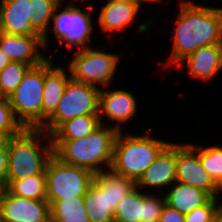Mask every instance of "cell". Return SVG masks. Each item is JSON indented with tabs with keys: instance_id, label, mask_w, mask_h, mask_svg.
<instances>
[{
	"instance_id": "9c48e42d",
	"label": "cell",
	"mask_w": 222,
	"mask_h": 222,
	"mask_svg": "<svg viewBox=\"0 0 222 222\" xmlns=\"http://www.w3.org/2000/svg\"><path fill=\"white\" fill-rule=\"evenodd\" d=\"M100 88L70 79L55 112L40 128L51 135L65 121L90 114H99Z\"/></svg>"
},
{
	"instance_id": "83f0119b",
	"label": "cell",
	"mask_w": 222,
	"mask_h": 222,
	"mask_svg": "<svg viewBox=\"0 0 222 222\" xmlns=\"http://www.w3.org/2000/svg\"><path fill=\"white\" fill-rule=\"evenodd\" d=\"M25 128L17 120L8 97L0 99V133L6 138L16 136Z\"/></svg>"
},
{
	"instance_id": "836d02e7",
	"label": "cell",
	"mask_w": 222,
	"mask_h": 222,
	"mask_svg": "<svg viewBox=\"0 0 222 222\" xmlns=\"http://www.w3.org/2000/svg\"><path fill=\"white\" fill-rule=\"evenodd\" d=\"M141 5L145 6L144 3H158L159 5H164V0H137Z\"/></svg>"
},
{
	"instance_id": "484cf974",
	"label": "cell",
	"mask_w": 222,
	"mask_h": 222,
	"mask_svg": "<svg viewBox=\"0 0 222 222\" xmlns=\"http://www.w3.org/2000/svg\"><path fill=\"white\" fill-rule=\"evenodd\" d=\"M200 160L203 168L220 186L222 184V146L218 144L210 146L200 144Z\"/></svg>"
},
{
	"instance_id": "603a6c76",
	"label": "cell",
	"mask_w": 222,
	"mask_h": 222,
	"mask_svg": "<svg viewBox=\"0 0 222 222\" xmlns=\"http://www.w3.org/2000/svg\"><path fill=\"white\" fill-rule=\"evenodd\" d=\"M99 114L78 116L62 123L51 139H78L87 136L100 125Z\"/></svg>"
},
{
	"instance_id": "cb8c5ba5",
	"label": "cell",
	"mask_w": 222,
	"mask_h": 222,
	"mask_svg": "<svg viewBox=\"0 0 222 222\" xmlns=\"http://www.w3.org/2000/svg\"><path fill=\"white\" fill-rule=\"evenodd\" d=\"M6 189L17 197L32 200H46V173L13 180Z\"/></svg>"
},
{
	"instance_id": "277c9868",
	"label": "cell",
	"mask_w": 222,
	"mask_h": 222,
	"mask_svg": "<svg viewBox=\"0 0 222 222\" xmlns=\"http://www.w3.org/2000/svg\"><path fill=\"white\" fill-rule=\"evenodd\" d=\"M123 132L119 131L115 139L111 170L137 182L171 141L153 138L151 132L137 136Z\"/></svg>"
},
{
	"instance_id": "e0dca14e",
	"label": "cell",
	"mask_w": 222,
	"mask_h": 222,
	"mask_svg": "<svg viewBox=\"0 0 222 222\" xmlns=\"http://www.w3.org/2000/svg\"><path fill=\"white\" fill-rule=\"evenodd\" d=\"M0 49L11 61L26 63L31 67L41 64L48 58L45 55L42 37L10 35L0 31Z\"/></svg>"
},
{
	"instance_id": "2e32d148",
	"label": "cell",
	"mask_w": 222,
	"mask_h": 222,
	"mask_svg": "<svg viewBox=\"0 0 222 222\" xmlns=\"http://www.w3.org/2000/svg\"><path fill=\"white\" fill-rule=\"evenodd\" d=\"M32 0H0V31L10 35L41 37L31 26Z\"/></svg>"
},
{
	"instance_id": "e575fe53",
	"label": "cell",
	"mask_w": 222,
	"mask_h": 222,
	"mask_svg": "<svg viewBox=\"0 0 222 222\" xmlns=\"http://www.w3.org/2000/svg\"><path fill=\"white\" fill-rule=\"evenodd\" d=\"M139 3L137 0H104V2Z\"/></svg>"
},
{
	"instance_id": "7402d4cb",
	"label": "cell",
	"mask_w": 222,
	"mask_h": 222,
	"mask_svg": "<svg viewBox=\"0 0 222 222\" xmlns=\"http://www.w3.org/2000/svg\"><path fill=\"white\" fill-rule=\"evenodd\" d=\"M51 222H90L84 196L56 201L50 207Z\"/></svg>"
},
{
	"instance_id": "d590c367",
	"label": "cell",
	"mask_w": 222,
	"mask_h": 222,
	"mask_svg": "<svg viewBox=\"0 0 222 222\" xmlns=\"http://www.w3.org/2000/svg\"><path fill=\"white\" fill-rule=\"evenodd\" d=\"M214 222H222V212L221 211H217L215 218H214Z\"/></svg>"
},
{
	"instance_id": "f1b7e54d",
	"label": "cell",
	"mask_w": 222,
	"mask_h": 222,
	"mask_svg": "<svg viewBox=\"0 0 222 222\" xmlns=\"http://www.w3.org/2000/svg\"><path fill=\"white\" fill-rule=\"evenodd\" d=\"M218 211L216 198H211L205 205L195 208L185 215V222H214Z\"/></svg>"
},
{
	"instance_id": "d6986e66",
	"label": "cell",
	"mask_w": 222,
	"mask_h": 222,
	"mask_svg": "<svg viewBox=\"0 0 222 222\" xmlns=\"http://www.w3.org/2000/svg\"><path fill=\"white\" fill-rule=\"evenodd\" d=\"M52 57L44 61V87L42 101V126L55 112L63 95L66 84L71 79L69 69L59 65L56 67ZM67 70V71H66Z\"/></svg>"
},
{
	"instance_id": "5bb4252c",
	"label": "cell",
	"mask_w": 222,
	"mask_h": 222,
	"mask_svg": "<svg viewBox=\"0 0 222 222\" xmlns=\"http://www.w3.org/2000/svg\"><path fill=\"white\" fill-rule=\"evenodd\" d=\"M0 218L5 222H51L50 204L47 200L17 197L4 188Z\"/></svg>"
},
{
	"instance_id": "ffe728a7",
	"label": "cell",
	"mask_w": 222,
	"mask_h": 222,
	"mask_svg": "<svg viewBox=\"0 0 222 222\" xmlns=\"http://www.w3.org/2000/svg\"><path fill=\"white\" fill-rule=\"evenodd\" d=\"M97 15V27L102 33L110 34L127 30L138 18L141 9L140 3L104 2ZM99 25V26H98Z\"/></svg>"
},
{
	"instance_id": "8fae6325",
	"label": "cell",
	"mask_w": 222,
	"mask_h": 222,
	"mask_svg": "<svg viewBox=\"0 0 222 222\" xmlns=\"http://www.w3.org/2000/svg\"><path fill=\"white\" fill-rule=\"evenodd\" d=\"M176 182L191 185L217 198L219 186L203 168L200 144L176 142Z\"/></svg>"
},
{
	"instance_id": "44dd1931",
	"label": "cell",
	"mask_w": 222,
	"mask_h": 222,
	"mask_svg": "<svg viewBox=\"0 0 222 222\" xmlns=\"http://www.w3.org/2000/svg\"><path fill=\"white\" fill-rule=\"evenodd\" d=\"M163 194L166 205L184 215L195 208L205 205L212 198L201 189L176 181Z\"/></svg>"
},
{
	"instance_id": "d4e9b609",
	"label": "cell",
	"mask_w": 222,
	"mask_h": 222,
	"mask_svg": "<svg viewBox=\"0 0 222 222\" xmlns=\"http://www.w3.org/2000/svg\"><path fill=\"white\" fill-rule=\"evenodd\" d=\"M60 2V0H32L34 15L30 19V24L42 38L48 33L54 10Z\"/></svg>"
},
{
	"instance_id": "4316f807",
	"label": "cell",
	"mask_w": 222,
	"mask_h": 222,
	"mask_svg": "<svg viewBox=\"0 0 222 222\" xmlns=\"http://www.w3.org/2000/svg\"><path fill=\"white\" fill-rule=\"evenodd\" d=\"M30 67L26 63L11 61L0 72V93L4 97H8L14 92Z\"/></svg>"
},
{
	"instance_id": "ac0fdd59",
	"label": "cell",
	"mask_w": 222,
	"mask_h": 222,
	"mask_svg": "<svg viewBox=\"0 0 222 222\" xmlns=\"http://www.w3.org/2000/svg\"><path fill=\"white\" fill-rule=\"evenodd\" d=\"M186 63V64H185ZM188 67V75L198 81L213 80L222 70V44L203 46L184 58L176 67Z\"/></svg>"
},
{
	"instance_id": "6da1fadb",
	"label": "cell",
	"mask_w": 222,
	"mask_h": 222,
	"mask_svg": "<svg viewBox=\"0 0 222 222\" xmlns=\"http://www.w3.org/2000/svg\"><path fill=\"white\" fill-rule=\"evenodd\" d=\"M174 29L171 31L173 46L164 62L163 69L177 67L180 62L197 49L212 44H222V8L196 4L193 0H179Z\"/></svg>"
},
{
	"instance_id": "74e56055",
	"label": "cell",
	"mask_w": 222,
	"mask_h": 222,
	"mask_svg": "<svg viewBox=\"0 0 222 222\" xmlns=\"http://www.w3.org/2000/svg\"><path fill=\"white\" fill-rule=\"evenodd\" d=\"M4 186L2 185V184H0V198H1V194H2V192H3V190H4Z\"/></svg>"
},
{
	"instance_id": "f546056e",
	"label": "cell",
	"mask_w": 222,
	"mask_h": 222,
	"mask_svg": "<svg viewBox=\"0 0 222 222\" xmlns=\"http://www.w3.org/2000/svg\"><path fill=\"white\" fill-rule=\"evenodd\" d=\"M8 168V138L0 144V184L6 188Z\"/></svg>"
},
{
	"instance_id": "4dcf8cb0",
	"label": "cell",
	"mask_w": 222,
	"mask_h": 222,
	"mask_svg": "<svg viewBox=\"0 0 222 222\" xmlns=\"http://www.w3.org/2000/svg\"><path fill=\"white\" fill-rule=\"evenodd\" d=\"M159 222H185V215L165 205L159 217Z\"/></svg>"
},
{
	"instance_id": "7a4b0ae2",
	"label": "cell",
	"mask_w": 222,
	"mask_h": 222,
	"mask_svg": "<svg viewBox=\"0 0 222 222\" xmlns=\"http://www.w3.org/2000/svg\"><path fill=\"white\" fill-rule=\"evenodd\" d=\"M118 132L114 127L100 124L82 138L52 139L54 155L63 163L87 169L93 174L110 170Z\"/></svg>"
},
{
	"instance_id": "5b68a950",
	"label": "cell",
	"mask_w": 222,
	"mask_h": 222,
	"mask_svg": "<svg viewBox=\"0 0 222 222\" xmlns=\"http://www.w3.org/2000/svg\"><path fill=\"white\" fill-rule=\"evenodd\" d=\"M66 2H60L53 13L51 26L48 33L43 37V45L45 50L50 46L49 41V31H53L54 37L57 39L59 44H65V47L74 50H82L88 47H92V33L95 29V24L93 23L92 13L94 10L93 5H86L85 11L81 9L76 2H70L64 6ZM63 4V5H62ZM63 6V7H62ZM53 24V26H52ZM94 25V26H93ZM49 44V45H48ZM91 45V46H90Z\"/></svg>"
},
{
	"instance_id": "30bf717a",
	"label": "cell",
	"mask_w": 222,
	"mask_h": 222,
	"mask_svg": "<svg viewBox=\"0 0 222 222\" xmlns=\"http://www.w3.org/2000/svg\"><path fill=\"white\" fill-rule=\"evenodd\" d=\"M45 173L46 200L50 207L58 200L84 196L95 175L87 169L63 163L54 154L47 163Z\"/></svg>"
},
{
	"instance_id": "8992f818",
	"label": "cell",
	"mask_w": 222,
	"mask_h": 222,
	"mask_svg": "<svg viewBox=\"0 0 222 222\" xmlns=\"http://www.w3.org/2000/svg\"><path fill=\"white\" fill-rule=\"evenodd\" d=\"M135 187V181L118 175L111 169L95 174L84 195L90 222H114L117 205Z\"/></svg>"
},
{
	"instance_id": "1f68e13d",
	"label": "cell",
	"mask_w": 222,
	"mask_h": 222,
	"mask_svg": "<svg viewBox=\"0 0 222 222\" xmlns=\"http://www.w3.org/2000/svg\"><path fill=\"white\" fill-rule=\"evenodd\" d=\"M11 62L10 58L0 49V72Z\"/></svg>"
},
{
	"instance_id": "d6a6232c",
	"label": "cell",
	"mask_w": 222,
	"mask_h": 222,
	"mask_svg": "<svg viewBox=\"0 0 222 222\" xmlns=\"http://www.w3.org/2000/svg\"><path fill=\"white\" fill-rule=\"evenodd\" d=\"M221 194H222V184L218 188V193H217V198H216L217 202H218V210L222 212V200L219 198V197H221V196H219Z\"/></svg>"
},
{
	"instance_id": "7c38bea8",
	"label": "cell",
	"mask_w": 222,
	"mask_h": 222,
	"mask_svg": "<svg viewBox=\"0 0 222 222\" xmlns=\"http://www.w3.org/2000/svg\"><path fill=\"white\" fill-rule=\"evenodd\" d=\"M144 192L135 187L117 205L114 222H159L163 208L166 205L164 194Z\"/></svg>"
},
{
	"instance_id": "f35d334b",
	"label": "cell",
	"mask_w": 222,
	"mask_h": 222,
	"mask_svg": "<svg viewBox=\"0 0 222 222\" xmlns=\"http://www.w3.org/2000/svg\"><path fill=\"white\" fill-rule=\"evenodd\" d=\"M60 1H62V2H63V1H66V0H60ZM69 1H70V2H77V1H80V2H81V1H82V2H85L86 0H69Z\"/></svg>"
},
{
	"instance_id": "3957f363",
	"label": "cell",
	"mask_w": 222,
	"mask_h": 222,
	"mask_svg": "<svg viewBox=\"0 0 222 222\" xmlns=\"http://www.w3.org/2000/svg\"><path fill=\"white\" fill-rule=\"evenodd\" d=\"M53 154L51 135L42 129L25 128L18 135L8 138L6 187L13 180L45 173Z\"/></svg>"
},
{
	"instance_id": "52a82bcc",
	"label": "cell",
	"mask_w": 222,
	"mask_h": 222,
	"mask_svg": "<svg viewBox=\"0 0 222 222\" xmlns=\"http://www.w3.org/2000/svg\"><path fill=\"white\" fill-rule=\"evenodd\" d=\"M107 49L88 47L75 50L67 68L71 79L96 86L110 88L118 68L120 56L118 53L107 52ZM100 85V87H99Z\"/></svg>"
},
{
	"instance_id": "4fadbf2b",
	"label": "cell",
	"mask_w": 222,
	"mask_h": 222,
	"mask_svg": "<svg viewBox=\"0 0 222 222\" xmlns=\"http://www.w3.org/2000/svg\"><path fill=\"white\" fill-rule=\"evenodd\" d=\"M131 91L123 88L108 90L106 87L100 89L99 119L101 124L122 131L124 129V126L122 128V124H128L137 116L136 114L139 111L137 110V98L135 97L136 94L134 95ZM106 120L108 124H104Z\"/></svg>"
},
{
	"instance_id": "8d00e7d4",
	"label": "cell",
	"mask_w": 222,
	"mask_h": 222,
	"mask_svg": "<svg viewBox=\"0 0 222 222\" xmlns=\"http://www.w3.org/2000/svg\"><path fill=\"white\" fill-rule=\"evenodd\" d=\"M6 139V137L0 133V144Z\"/></svg>"
},
{
	"instance_id": "ba28073f",
	"label": "cell",
	"mask_w": 222,
	"mask_h": 222,
	"mask_svg": "<svg viewBox=\"0 0 222 222\" xmlns=\"http://www.w3.org/2000/svg\"><path fill=\"white\" fill-rule=\"evenodd\" d=\"M44 62L30 67L14 92L8 96L17 120L24 128L42 127Z\"/></svg>"
},
{
	"instance_id": "9a60e30c",
	"label": "cell",
	"mask_w": 222,
	"mask_h": 222,
	"mask_svg": "<svg viewBox=\"0 0 222 222\" xmlns=\"http://www.w3.org/2000/svg\"><path fill=\"white\" fill-rule=\"evenodd\" d=\"M175 181L176 142H170L142 174L140 179L136 182V187L145 189L147 192L149 190L153 191L158 189L160 192L162 191L165 193Z\"/></svg>"
},
{
	"instance_id": "ab89813d",
	"label": "cell",
	"mask_w": 222,
	"mask_h": 222,
	"mask_svg": "<svg viewBox=\"0 0 222 222\" xmlns=\"http://www.w3.org/2000/svg\"><path fill=\"white\" fill-rule=\"evenodd\" d=\"M4 98V96L0 93V99Z\"/></svg>"
}]
</instances>
